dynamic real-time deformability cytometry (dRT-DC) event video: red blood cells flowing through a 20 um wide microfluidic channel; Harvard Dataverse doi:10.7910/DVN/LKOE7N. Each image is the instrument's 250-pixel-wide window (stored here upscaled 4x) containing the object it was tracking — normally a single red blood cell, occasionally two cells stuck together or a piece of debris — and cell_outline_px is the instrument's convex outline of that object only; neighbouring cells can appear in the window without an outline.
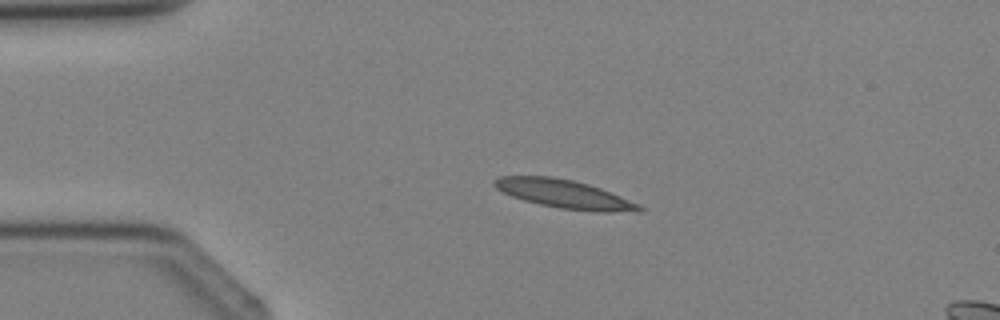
{"species": "Egyptian fruit bat (a non-hibernating species)", "species_latin": "Rousettus aegyptiacus", "temperature_condition": "cold", "stored_images_in_passage": 3, "camera_frame_rate_fps": 3000, "um_per_image_px": 0.085, "animal": {"sex": "female"}, "frame": {"image": 1, "passage_image": 2, "time_ms": 1.0, "image_size_px": [1000, 320], "cell_outline_px": [[644, 208], [640, 212], [596, 212], [560, 208], [540, 204], [524, 200], [512, 196], [496, 188], [492, 184], [500, 176], [552, 176], [572, 180], [588, 184], [600, 188], [640, 204]], "centroid_in_image_um": [48.01, 16.5], "position_along_channel_um": 37.0, "area_um2": 23.93}}